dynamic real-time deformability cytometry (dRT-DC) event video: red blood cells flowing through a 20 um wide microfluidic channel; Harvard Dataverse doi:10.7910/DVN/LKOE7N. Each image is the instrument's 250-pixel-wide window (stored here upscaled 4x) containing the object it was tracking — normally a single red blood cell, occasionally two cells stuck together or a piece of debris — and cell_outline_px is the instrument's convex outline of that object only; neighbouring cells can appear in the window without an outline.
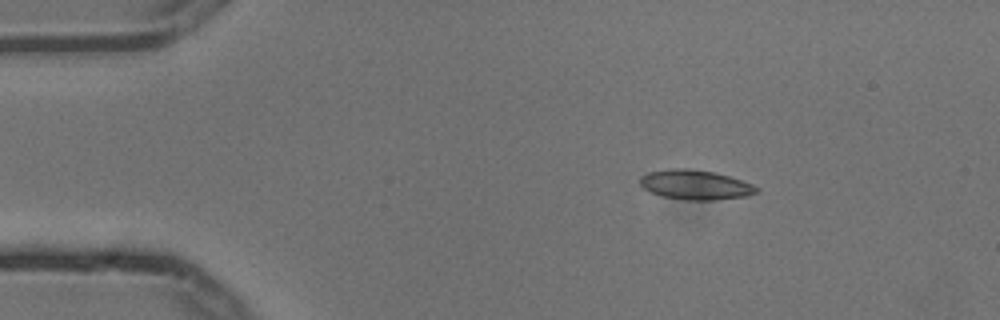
{"species": "common noctule bat (a hibernating species)", "species_latin": "Nyctalus noctula", "temperature_condition": "cold", "stored_images_in_passage": 3, "camera_frame_rate_fps": 3000, "um_per_image_px": 0.085, "animal": {"sex": "male", "body_mass_g": 13.3}, "frame": {"image": 1, "passage_image": 1, "time_ms": 0.0, "image_size_px": [1000, 320], "cell_outline_px": [[760, 192], [744, 196], [712, 200], [688, 200], [664, 196], [652, 192], [644, 188], [640, 184], [640, 176], [648, 172], [668, 168], [688, 168], [716, 172], [752, 184], [760, 188]], "centroid_in_image_um": [59.11, 15.69], "position_along_channel_um": 25.9, "area_um2": 20.06}}